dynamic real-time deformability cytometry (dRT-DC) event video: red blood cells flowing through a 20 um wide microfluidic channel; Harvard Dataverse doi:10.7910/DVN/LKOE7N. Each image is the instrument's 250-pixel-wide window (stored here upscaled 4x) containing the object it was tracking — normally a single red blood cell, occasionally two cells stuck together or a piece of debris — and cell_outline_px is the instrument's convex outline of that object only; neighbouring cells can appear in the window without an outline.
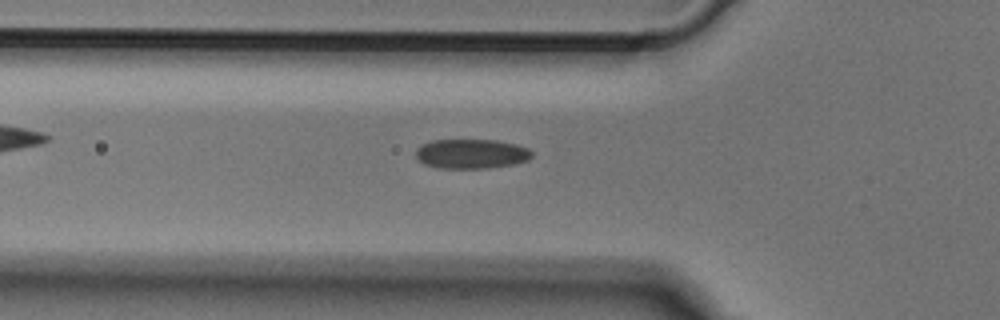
{"species": "Egyptian fruit bat (a non-hibernating species)", "species_latin": "Rousettus aegyptiacus", "temperature_condition": "cold", "stored_images_in_passage": 37, "camera_frame_rate_fps": 3000, "um_per_image_px": 0.085, "animal": {"sex": "male"}, "frame": {"image": 1, "passage_image": 4, "time_ms": 1.0, "image_size_px": [1000, 320], "cell_outline_px": [[532, 156], [528, 160], [512, 164], [488, 168], [440, 168], [424, 164], [416, 156], [416, 148], [420, 144], [432, 140], [496, 140], [516, 144], [528, 148], [532, 152]], "centroid_in_image_um": [40.05, 13.06], "position_along_channel_um": 85.8, "area_um2": 20.0}}
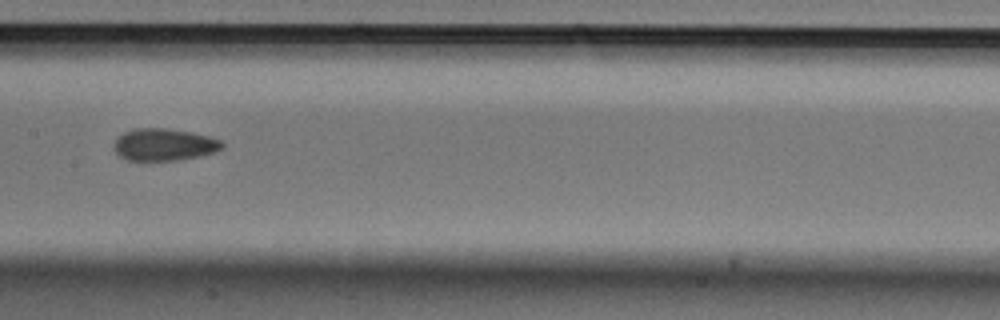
{"frame": {"image": 2, "passage_image": 12, "time_ms": 3.667, "image_size_px": [1000, 320], "cell_outline_px": [[224, 148], [216, 152], [200, 156], [176, 160], [128, 160], [120, 156], [112, 148], [112, 144], [124, 132], [132, 128], [164, 128], [188, 132], [208, 136], [220, 140], [224, 144]], "centroid_in_image_um": [13.94, 12.29], "position_along_channel_um": 193.5, "area_um2": 20.23}}
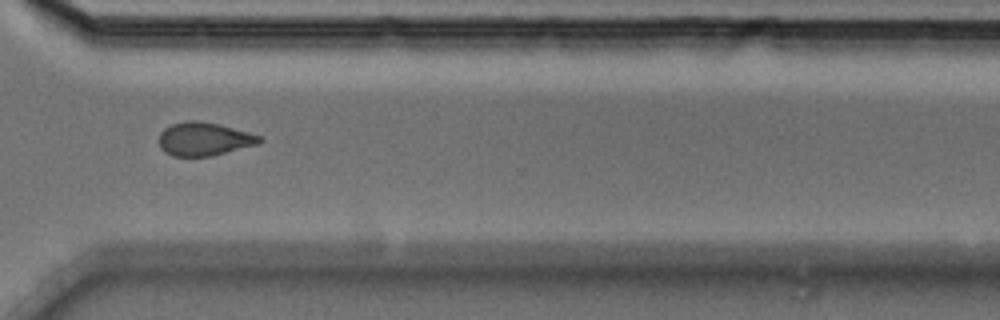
{"frame": {"image": 3, "passage_image": 24, "time_ms": 7.667, "image_size_px": [1000, 320], "cell_outline_px": [[264, 140], [260, 144], [212, 156], [172, 156], [164, 152], [160, 148], [160, 132], [164, 128], [172, 124], [188, 120], [200, 120], [220, 124], [248, 132], [260, 136]], "centroid_in_image_um": [17.37, 11.81], "position_along_channel_um": 353.2, "area_um2": 19.77}}